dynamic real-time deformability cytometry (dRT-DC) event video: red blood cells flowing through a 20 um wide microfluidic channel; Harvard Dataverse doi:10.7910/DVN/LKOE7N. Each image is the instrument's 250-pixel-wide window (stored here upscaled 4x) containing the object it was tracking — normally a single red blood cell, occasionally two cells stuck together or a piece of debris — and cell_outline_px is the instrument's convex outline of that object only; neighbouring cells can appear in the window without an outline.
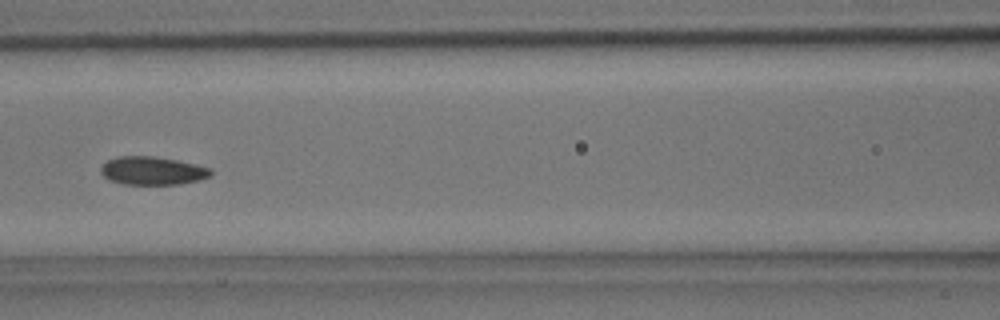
{"species": "common noctule bat (a hibernating species)", "species_latin": "Nyctalus noctula", "temperature_condition": "room temperature", "stored_images_in_passage": 37, "camera_frame_rate_fps": 3000, "um_per_image_px": 0.085, "animal": {"sex": "male", "body_mass_g": 15.6}, "frame": {"image": 1, "passage_image": 11, "time_ms": 3.333, "image_size_px": [1000, 320], "cell_outline_px": [[212, 176], [180, 184], [124, 184], [108, 180], [100, 172], [100, 168], [108, 160], [116, 156], [152, 156], [176, 160], [212, 168]], "centroid_in_image_um": [12.94, 14.51], "position_along_channel_um": 153.7, "area_um2": 18.03}}